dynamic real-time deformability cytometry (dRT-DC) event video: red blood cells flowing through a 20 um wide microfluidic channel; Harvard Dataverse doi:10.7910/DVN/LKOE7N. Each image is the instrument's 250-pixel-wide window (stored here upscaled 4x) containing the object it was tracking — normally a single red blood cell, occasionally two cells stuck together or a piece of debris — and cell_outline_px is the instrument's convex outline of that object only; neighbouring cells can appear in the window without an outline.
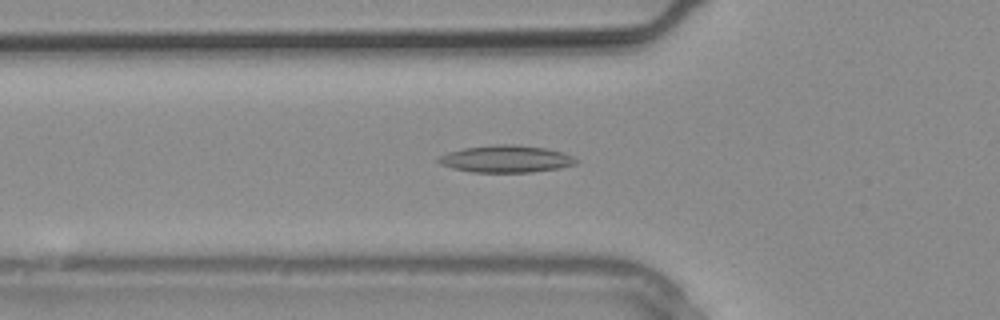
{"species": "common noctule bat (a hibernating species)", "species_latin": "Nyctalus noctula", "temperature_condition": "warm", "stored_images_in_passage": 20, "camera_frame_rate_fps": 3000, "um_per_image_px": 0.085, "animal": {"sex": "male", "body_mass_g": 20.4}, "frame": {"image": 1, "passage_image": 9, "time_ms": 2.667, "image_size_px": [1000, 320], "cell_outline_px": [[580, 160], [576, 164], [560, 168], [532, 172], [472, 172], [452, 168], [440, 164], [436, 160], [440, 156], [448, 152], [464, 148], [496, 144], [512, 144], [548, 148], [564, 152]], "centroid_in_image_um": [43.05, 13.5], "position_along_channel_um": 82.8, "area_um2": 21.91}}